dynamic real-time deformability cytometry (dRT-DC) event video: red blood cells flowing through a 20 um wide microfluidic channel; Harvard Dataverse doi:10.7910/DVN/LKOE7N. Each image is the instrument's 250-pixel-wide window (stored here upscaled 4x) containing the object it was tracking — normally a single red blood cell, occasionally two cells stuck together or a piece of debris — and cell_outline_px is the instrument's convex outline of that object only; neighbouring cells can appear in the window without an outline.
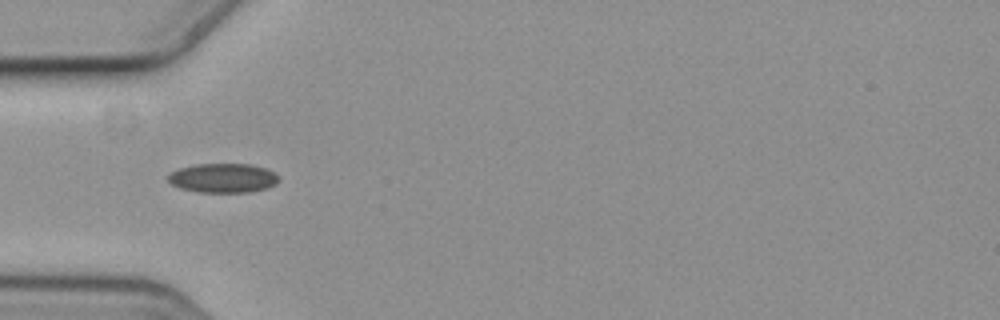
{"species": "common noctule bat (a hibernating species)", "species_latin": "Nyctalus noctula", "temperature_condition": "cold", "stored_images_in_passage": 5, "camera_frame_rate_fps": 3000, "um_per_image_px": 0.085, "animal": {"sex": "female", "body_mass_g": 19.3, "forearm_length_mm": 54.1}, "frame": {"image": 1, "passage_image": 5, "time_ms": 1.333, "image_size_px": [1000, 320], "cell_outline_px": [[280, 180], [276, 184], [268, 188], [248, 192], [196, 192], [180, 188], [172, 184], [168, 180], [168, 172], [180, 168], [196, 164], [252, 164], [264, 168], [280, 176]], "centroid_in_image_um": [18.96, 15.13], "position_along_channel_um": 66.0, "area_um2": 19.02}}